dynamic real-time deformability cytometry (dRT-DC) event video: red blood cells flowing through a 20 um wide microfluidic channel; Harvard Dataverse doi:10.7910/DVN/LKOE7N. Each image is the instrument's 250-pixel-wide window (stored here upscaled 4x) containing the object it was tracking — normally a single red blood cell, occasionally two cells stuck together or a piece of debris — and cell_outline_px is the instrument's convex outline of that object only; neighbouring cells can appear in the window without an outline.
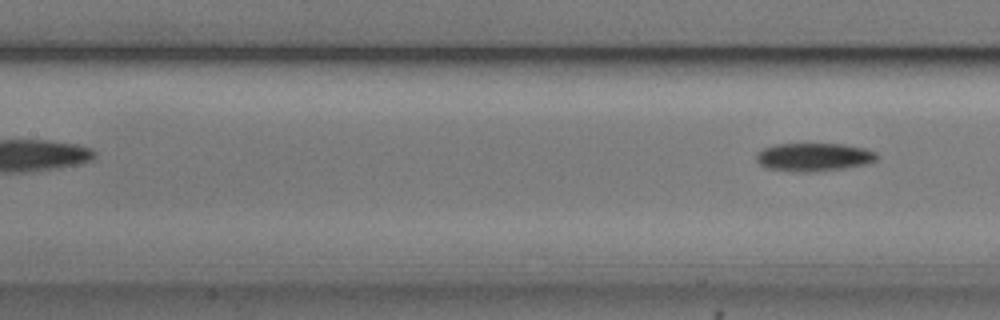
{"species": "common noctule bat (a hibernating species)", "species_latin": "Nyctalus noctula", "temperature_condition": "cold", "stored_images_in_passage": 7, "segment_of_instrument_passage": [2, 2], "camera_frame_rate_fps": 3000, "um_per_image_px": 0.085, "animal": {"sex": "male", "body_mass_g": 20.5, "forearm_length_mm": 52.5}, "frame": {"image": 1, "passage_image": 7, "time_ms": 7.0, "image_size_px": [1000, 320], "cell_outline_px": [[880, 156], [876, 160], [868, 164], [844, 168], [808, 172], [796, 172], [768, 168], [760, 164], [756, 160], [756, 152], [764, 148], [776, 144], [844, 144], [864, 148], [876, 152]], "centroid_in_image_um": [69.19, 13.35], "position_along_channel_um": 138.2, "area_um2": 19.88}}